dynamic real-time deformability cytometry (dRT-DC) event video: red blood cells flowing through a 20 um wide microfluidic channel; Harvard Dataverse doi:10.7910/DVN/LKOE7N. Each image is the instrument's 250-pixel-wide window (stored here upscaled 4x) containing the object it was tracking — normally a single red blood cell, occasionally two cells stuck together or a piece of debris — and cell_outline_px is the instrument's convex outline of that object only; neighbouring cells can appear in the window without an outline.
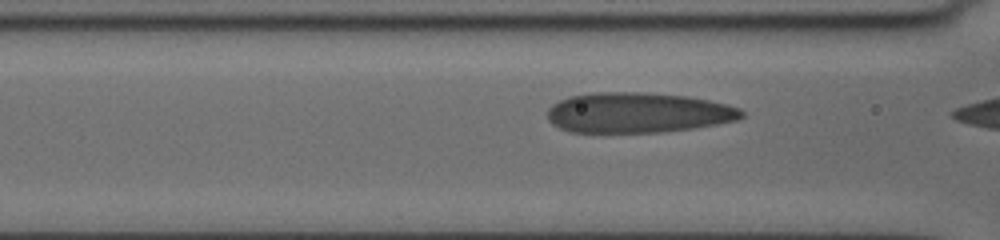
{"species": "human", "species_latin": "Homo sapiens", "temperature_condition": "cold", "stored_images_in_passage": 14, "camera_frame_rate_fps": 3000, "um_per_image_px": 0.085, "donor": {"sex": "female"}, "frame": {"image": 1, "passage_image": 12, "time_ms": 3.667, "image_size_px": [1000, 240], "cell_outline_px": [[744, 116], [736, 120], [716, 124], [692, 128], [660, 132], [568, 132], [552, 124], [548, 120], [548, 108], [552, 104], [568, 96], [592, 92], [644, 92], [688, 96], [728, 104], [740, 108], [744, 112]], "centroid_in_image_um": [54.2, 9.57], "position_along_channel_um": 112.4, "area_um2": 45.78}}